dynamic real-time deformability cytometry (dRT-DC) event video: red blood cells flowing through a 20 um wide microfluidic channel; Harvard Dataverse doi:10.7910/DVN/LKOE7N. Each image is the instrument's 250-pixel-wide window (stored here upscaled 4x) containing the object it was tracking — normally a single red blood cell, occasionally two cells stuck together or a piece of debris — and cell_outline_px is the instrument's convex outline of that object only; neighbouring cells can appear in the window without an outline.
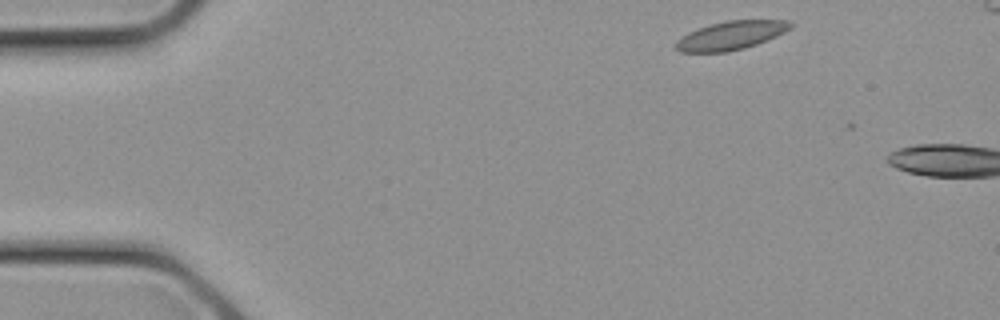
{"species": "common noctule bat (a hibernating species)", "species_latin": "Nyctalus noctula", "temperature_condition": "cold", "stored_images_in_passage": 2, "camera_frame_rate_fps": 3000, "um_per_image_px": 0.085, "animal": {"sex": "female", "body_mass_g": 21.9}, "frame": {"image": 1, "passage_image": 1, "time_ms": 0.0, "image_size_px": [1000, 320], "cell_outline_px": [[792, 28], [776, 36], [756, 44], [744, 48], [728, 52], [680, 52], [676, 48], [676, 40], [688, 32], [712, 24], [728, 20], [788, 20], [792, 24]], "centroid_in_image_um": [62.13, 3.01], "position_along_channel_um": 22.9, "area_um2": 18.9}}